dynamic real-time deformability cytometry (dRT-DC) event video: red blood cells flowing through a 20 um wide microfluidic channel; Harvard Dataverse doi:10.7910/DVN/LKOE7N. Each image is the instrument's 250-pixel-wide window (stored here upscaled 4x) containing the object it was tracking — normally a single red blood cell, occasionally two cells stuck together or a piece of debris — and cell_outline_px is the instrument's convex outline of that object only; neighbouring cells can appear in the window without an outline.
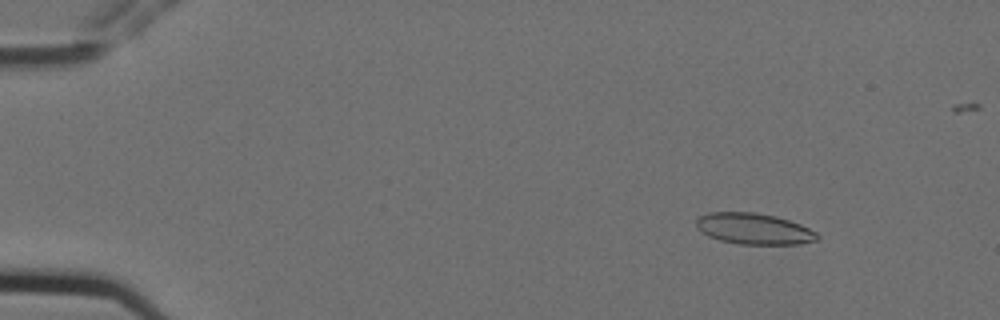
{"species": "Egyptian fruit bat (a non-hibernating species)", "species_latin": "Rousettus aegyptiacus", "temperature_condition": "cold", "stored_images_in_passage": 5, "camera_frame_rate_fps": 3000, "um_per_image_px": 0.085, "animal": {"sex": "female"}, "frame": {"image": 1, "passage_image": 3, "time_ms": 0.667, "image_size_px": [1000, 320], "cell_outline_px": [[820, 240], [800, 244], [740, 244], [720, 240], [708, 236], [700, 232], [696, 228], [696, 220], [700, 216], [708, 212], [756, 212], [776, 216], [800, 224], [816, 232], [820, 236]], "centroid_in_image_um": [64.08, 19.44], "position_along_channel_um": 20.9, "area_um2": 22.14}}